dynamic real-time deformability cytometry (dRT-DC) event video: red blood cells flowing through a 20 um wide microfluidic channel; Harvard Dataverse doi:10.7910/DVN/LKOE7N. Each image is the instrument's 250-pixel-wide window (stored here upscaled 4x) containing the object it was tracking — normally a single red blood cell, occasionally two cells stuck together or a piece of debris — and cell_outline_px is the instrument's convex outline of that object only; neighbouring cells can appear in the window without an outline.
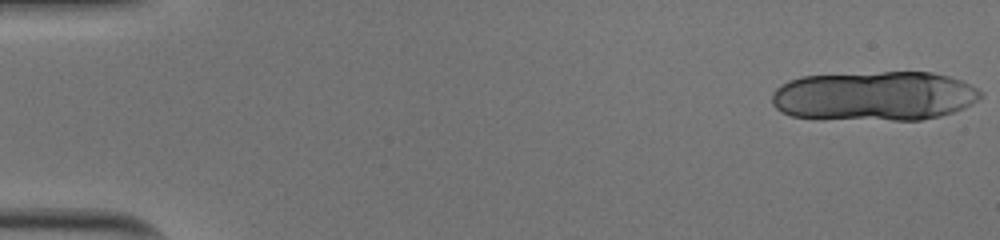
{"species": "human", "species_latin": "Homo sapiens", "temperature_condition": "cold", "stored_images_in_passage": 18, "camera_frame_rate_fps": 3000, "um_per_image_px": 0.085, "donor": {"sex": "male"}, "frame": {"image": 1, "passage_image": 1, "time_ms": 0.0, "image_size_px": [1000, 240], "cell_outline_px": [[984, 96], [964, 108], [940, 116], [920, 120], [892, 120], [792, 116], [780, 112], [772, 104], [772, 92], [780, 84], [788, 80], [804, 76], [880, 72], [932, 72], [948, 76], [960, 80], [976, 88]], "centroid_in_image_um": [74.32, 8.15], "position_along_channel_um": 10.7, "area_um2": 60.0}}